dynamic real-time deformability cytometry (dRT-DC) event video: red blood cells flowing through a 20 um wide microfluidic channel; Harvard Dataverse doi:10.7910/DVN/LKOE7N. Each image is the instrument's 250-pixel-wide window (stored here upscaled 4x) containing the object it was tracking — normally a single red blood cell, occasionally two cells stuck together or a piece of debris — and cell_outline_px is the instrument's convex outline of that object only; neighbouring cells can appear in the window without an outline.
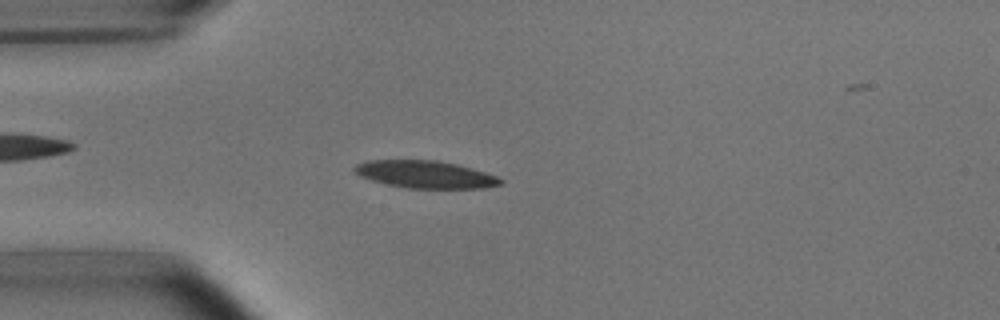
{"species": "common noctule bat (a hibernating species)", "species_latin": "Nyctalus noctula", "temperature_condition": "room temperature", "stored_images_in_passage": 51, "camera_frame_rate_fps": 3000, "um_per_image_px": 0.085, "animal": {"sex": "male", "body_mass_g": 15.6}, "frame": {"image": 1, "passage_image": 13, "time_ms": 4.0, "image_size_px": [1000, 320], "cell_outline_px": [[504, 184], [484, 188], [408, 188], [388, 184], [372, 180], [360, 176], [352, 172], [352, 168], [356, 164], [364, 160], [436, 160], [456, 164], [484, 172], [496, 176], [504, 180]], "centroid_in_image_um": [36.12, 14.82], "position_along_channel_um": 48.9, "area_um2": 23.35}}
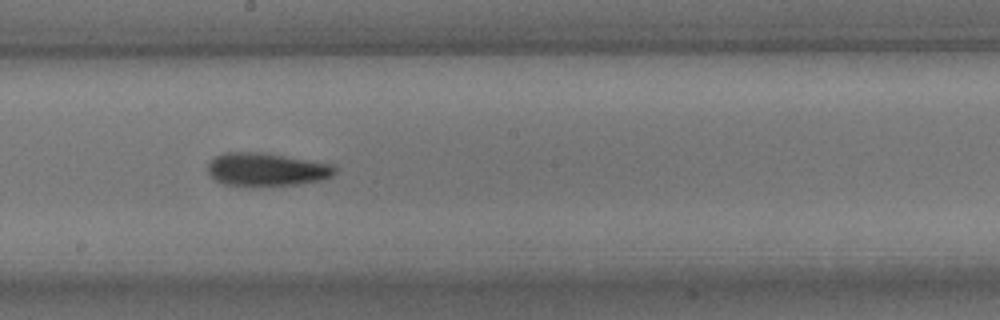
{"frame": {"image": 2, "passage_image": 28, "time_ms": 9.0, "image_size_px": [1000, 320], "cell_outline_px": [[336, 172], [332, 176], [320, 180], [296, 184], [224, 184], [212, 180], [208, 172], [208, 164], [216, 156], [224, 152], [260, 152], [332, 164], [336, 168]], "centroid_in_image_um": [22.62, 14.38], "position_along_channel_um": 225.6, "area_um2": 23.93}}
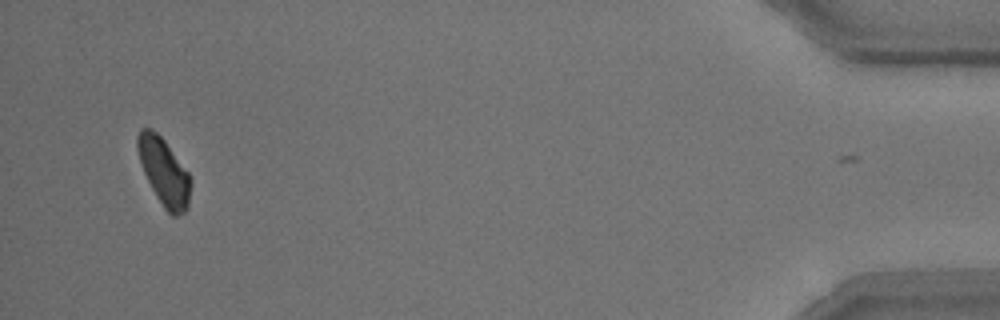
{"frame": {"image": 3, "passage_image": 50, "time_ms": 16.333, "image_size_px": [1000, 320], "cell_outline_px": [[192, 184], [188, 208], [184, 212], [176, 216], [172, 216], [164, 208], [156, 196], [144, 172], [136, 148], [136, 136], [140, 128], [152, 128], [164, 140], [188, 172], [192, 180]], "centroid_in_image_um": [13.94, 14.6], "position_along_channel_um": 421.3, "area_um2": 20.81}, "authors_computed_cell_mechanics": {"area_um2": 23.3512, "velocity_mm_per_s": 3.752, "shape_relaxation_time_tau1_ms": 3.3789, "shape_relaxation_time_tau2_ms": 3.2838, "deformation_change_tau1": 0.1418, "deformation_change_tau2": 0.0996}}